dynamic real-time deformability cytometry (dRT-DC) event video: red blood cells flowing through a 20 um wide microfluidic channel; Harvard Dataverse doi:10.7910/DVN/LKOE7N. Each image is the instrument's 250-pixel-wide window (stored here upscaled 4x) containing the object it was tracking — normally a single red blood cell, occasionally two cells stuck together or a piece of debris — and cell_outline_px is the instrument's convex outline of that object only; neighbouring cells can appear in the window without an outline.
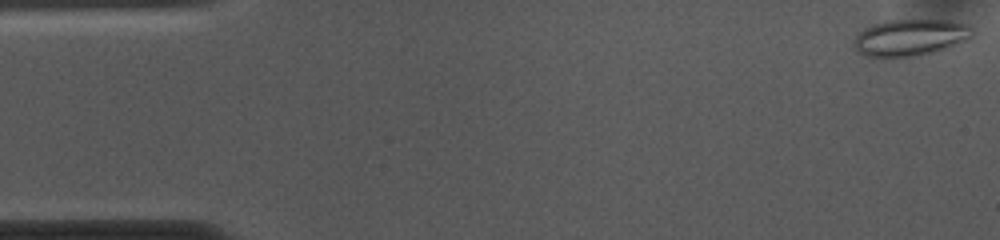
{"species": "common noctule bat (a hibernating species)", "species_latin": "Nyctalus noctula", "temperature_condition": "cold", "stored_images_in_passage": 51, "camera_frame_rate_fps": 3000, "um_per_image_px": 0.085, "animal": {"sex": "female", "body_mass_g": 10.0, "forearm_length_mm": 53.1}, "frame": {"image": 1, "passage_image": 1, "time_ms": 0.0, "image_size_px": [1000, 240], "cell_outline_px": [[976, 32], [968, 40], [948, 48], [936, 52], [920, 56], [864, 56], [852, 44], [852, 40], [864, 28], [872, 24], [888, 20], [952, 20], [972, 24]], "centroid_in_image_um": [77.46, 3.17], "position_along_channel_um": 7.5, "area_um2": 25.78}}
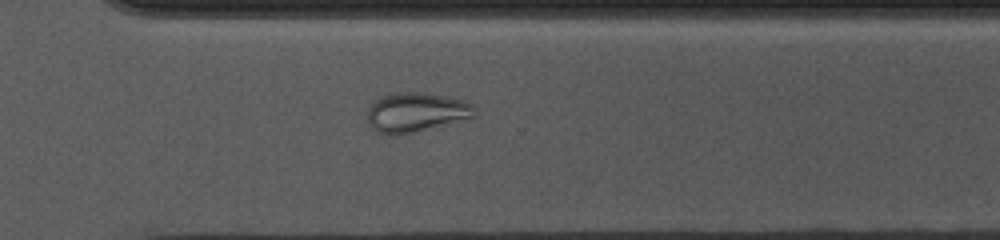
{"frame": {"image": 2, "passage_image": 37, "time_ms": 12.0, "image_size_px": [1000, 240], "cell_outline_px": [[476, 116], [472, 120], [416, 132], [392, 136], [376, 132], [368, 124], [368, 108], [376, 100], [384, 96], [396, 92], [428, 92], [464, 100], [472, 104], [476, 108]], "centroid_in_image_um": [35.45, 9.57], "position_along_channel_um": 335.1, "area_um2": 25.49}}
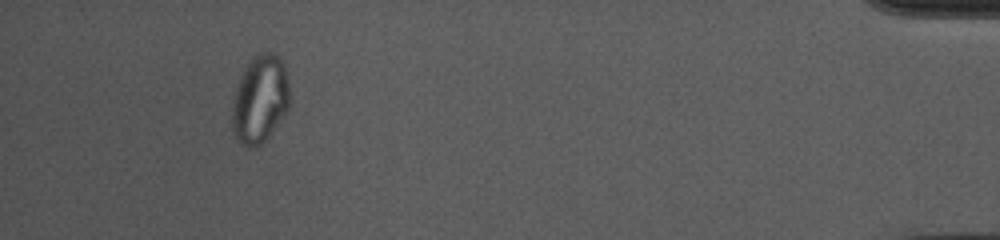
{"frame": {"image": 3, "passage_image": 49, "time_ms": 16.0, "image_size_px": [1000, 240], "cell_outline_px": [[292, 104], [284, 116], [272, 132], [256, 148], [252, 148], [240, 144], [236, 140], [232, 132], [232, 104], [236, 84], [248, 60], [256, 52], [272, 52], [280, 56], [284, 64], [288, 80]], "centroid_in_image_um": [22.11, 8.41], "position_along_channel_um": 413.1, "area_um2": 30.46}, "authors_computed_cell_mechanics": {"area_um2": 23.987, "velocity_mm_per_s": 3.6872, "shape_relaxation_time_tau1_ms": null, "shape_relaxation_time_tau2_ms": 1.0092, "deformation_change_tau1": null, "deformation_change_tau2": 0.0605}}